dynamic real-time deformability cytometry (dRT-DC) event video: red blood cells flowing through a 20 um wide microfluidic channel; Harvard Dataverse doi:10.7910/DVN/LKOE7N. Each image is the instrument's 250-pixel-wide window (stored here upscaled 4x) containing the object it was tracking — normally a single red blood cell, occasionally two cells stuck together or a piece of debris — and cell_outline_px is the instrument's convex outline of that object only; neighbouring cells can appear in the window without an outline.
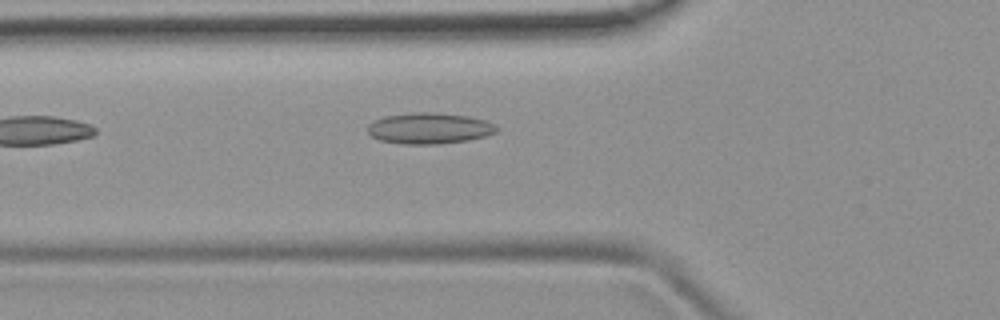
{"species": "common noctule bat (a hibernating species)", "species_latin": "Nyctalus noctula", "temperature_condition": "room temperature", "stored_images_in_passage": 4, "camera_frame_rate_fps": 3000, "um_per_image_px": 0.085, "animal": {"sex": "female", "body_mass_g": 19.9}, "frame": {"image": 1, "passage_image": 4, "time_ms": 3.667, "image_size_px": [1000, 320], "cell_outline_px": [[500, 128], [496, 132], [488, 136], [468, 140], [440, 144], [400, 144], [380, 140], [372, 136], [368, 132], [368, 124], [384, 116], [412, 112], [436, 112], [468, 116], [488, 120], [496, 124]], "centroid_in_image_um": [36.55, 10.9], "position_along_channel_um": 89.2, "area_um2": 23.7}}